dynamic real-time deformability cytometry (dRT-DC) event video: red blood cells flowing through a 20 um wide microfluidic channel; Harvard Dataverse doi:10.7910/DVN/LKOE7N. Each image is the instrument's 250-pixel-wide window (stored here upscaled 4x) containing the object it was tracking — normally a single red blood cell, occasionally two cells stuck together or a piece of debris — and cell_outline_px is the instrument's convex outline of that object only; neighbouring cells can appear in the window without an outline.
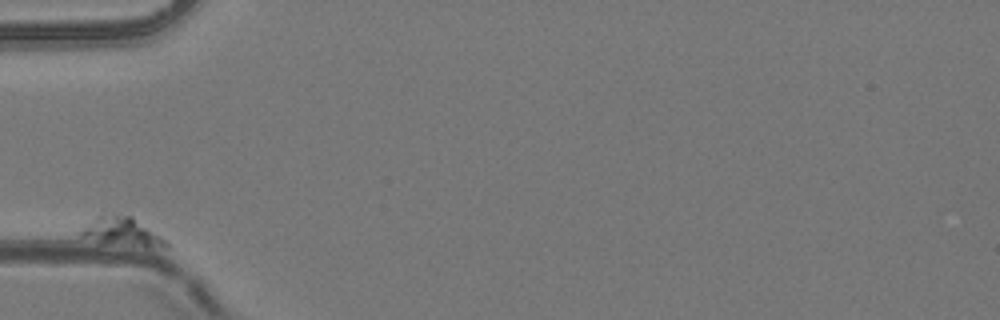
{"species": "common noctule bat (a hibernating species)", "species_latin": "Nyctalus noctula", "temperature_condition": "room temperature", "stored_images_in_passage": 40, "camera_frame_rate_fps": 3000, "um_per_image_px": 0.085, "animal": {"sex": "female", "body_mass_g": 24.6, "forearm_length_mm": 56.2}, "frame": {"image": 1, "passage_image": 1, "time_ms": 0.0, "image_size_px": [1000, 320], "cell_outline_px": [[168, 248], [148, 248], [100, 244], [80, 236], [80, 232], [100, 212], [116, 212], [132, 216], [168, 240]], "centroid_in_image_um": [10.39, 19.71], "position_along_channel_um": 74.6, "area_um2": 15.2}}
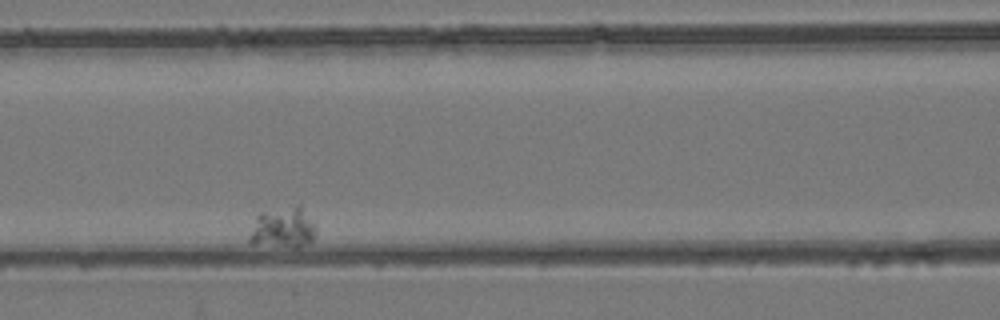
{"frame": {"image": 2, "passage_image": 12, "time_ms": 3.667, "image_size_px": [1000, 320], "cell_outline_px": [[316, 236], [308, 244], [296, 248], [292, 248], [248, 244], [248, 240], [256, 216], [260, 212], [296, 204], [300, 204], [316, 228]], "centroid_in_image_um": [24.05, 19.38], "position_along_channel_um": 142.6, "area_um2": 16.24}}
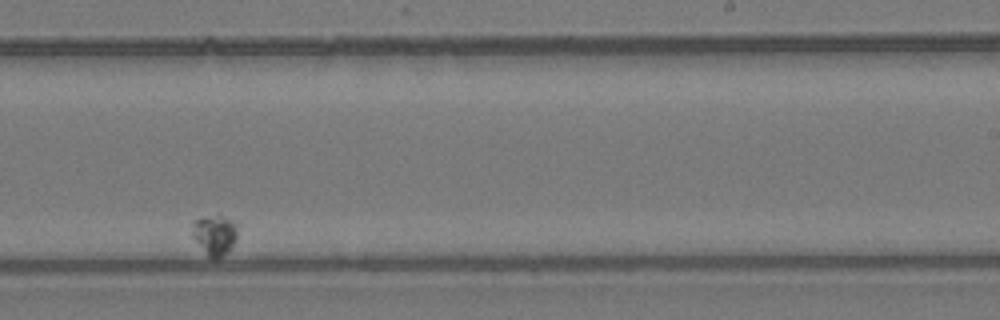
{"frame": {"image": 3, "passage_image": 29, "time_ms": 9.333, "image_size_px": [1000, 320], "cell_outline_px": [[236, 236], [232, 248], [228, 252], [220, 256], [208, 256], [192, 236], [192, 220], [204, 216], [220, 216], [232, 220], [236, 224]], "centroid_in_image_um": [18.22, 19.93], "position_along_channel_um": 270.8, "area_um2": 10.35}}